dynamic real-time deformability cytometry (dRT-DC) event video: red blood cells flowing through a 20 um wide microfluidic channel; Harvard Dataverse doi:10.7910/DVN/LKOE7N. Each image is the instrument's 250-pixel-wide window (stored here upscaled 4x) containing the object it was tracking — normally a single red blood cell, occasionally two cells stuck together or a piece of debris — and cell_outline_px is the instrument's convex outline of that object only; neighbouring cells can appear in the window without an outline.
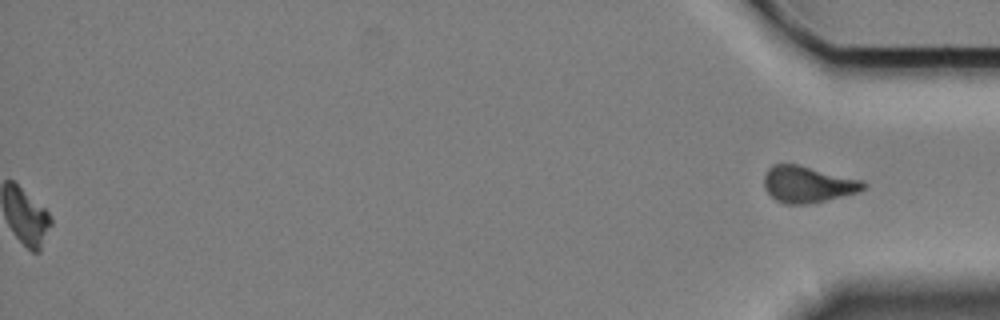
{"species": "Egyptian fruit bat (a non-hibernating species)", "species_latin": "Rousettus aegyptiacus", "temperature_condition": "cold", "stored_images_in_passage": 44, "segment_of_instrument_passage": [2, 2], "camera_frame_rate_fps": 3000, "um_per_image_px": 0.085, "animal": {"sex": "female"}, "frame": {"image": 1, "passage_image": 44, "time_ms": 14.333, "image_size_px": [1000, 320], "cell_outline_px": [[868, 184], [860, 192], [808, 204], [784, 204], [776, 200], [764, 188], [764, 172], [772, 164], [796, 164], [864, 180]], "centroid_in_image_um": [68.66, 15.66], "position_along_channel_um": 366.5, "area_um2": 21.21}}